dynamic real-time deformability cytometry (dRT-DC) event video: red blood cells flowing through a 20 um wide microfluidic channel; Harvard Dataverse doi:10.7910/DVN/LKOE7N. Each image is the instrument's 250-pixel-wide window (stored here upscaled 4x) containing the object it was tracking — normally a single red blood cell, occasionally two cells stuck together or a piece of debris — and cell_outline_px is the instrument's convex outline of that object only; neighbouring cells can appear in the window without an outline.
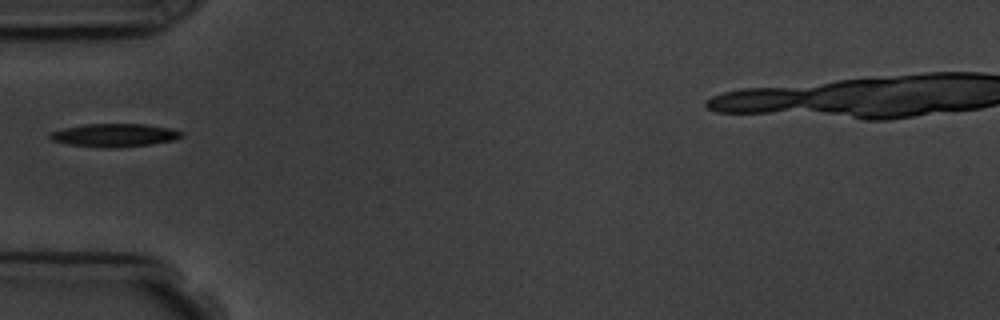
{"species": "common noctule bat (a hibernating species)", "species_latin": "Nyctalus noctula", "temperature_condition": "room temperature", "stored_images_in_passage": 3, "camera_frame_rate_fps": 3000, "um_per_image_px": 0.085, "animal": {"sex": "male", "body_mass_g": 19.5, "forearm_length_mm": 54.6}, "frame": {"image": 1, "passage_image": 2, "time_ms": 1.333, "image_size_px": [1000, 320], "cell_outline_px": [[184, 136], [172, 140], [148, 144], [116, 148], [104, 148], [68, 144], [52, 140], [48, 136], [48, 132], [64, 128], [84, 124], [144, 124], [168, 128], [184, 132]], "centroid_in_image_um": [9.69, 11.49], "position_along_channel_um": 75.3, "area_um2": 17.69}}